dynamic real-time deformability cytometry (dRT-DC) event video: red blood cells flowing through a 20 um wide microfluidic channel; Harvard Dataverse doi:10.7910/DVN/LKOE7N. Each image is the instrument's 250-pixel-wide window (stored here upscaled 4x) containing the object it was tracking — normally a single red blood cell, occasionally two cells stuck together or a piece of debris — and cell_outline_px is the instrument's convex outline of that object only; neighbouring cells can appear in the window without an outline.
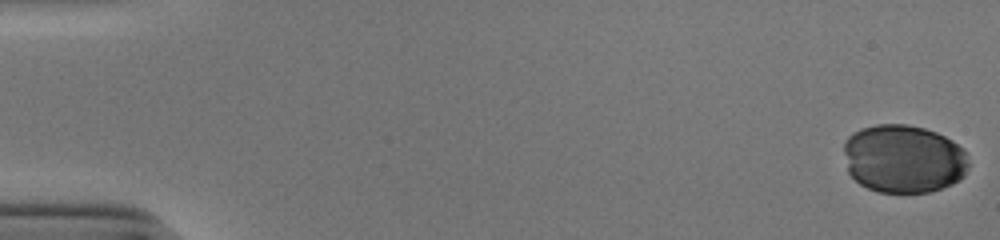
{"species": "human", "species_latin": "Homo sapiens", "temperature_condition": "cold", "stored_images_in_passage": 53, "camera_frame_rate_fps": 3000, "um_per_image_px": 0.085, "donor": {"sex": "male"}, "frame": {"image": 1, "passage_image": 1, "time_ms": 0.0, "image_size_px": [1000, 240], "cell_outline_px": [[968, 168], [964, 176], [960, 180], [952, 184], [928, 192], [876, 192], [860, 184], [848, 172], [844, 152], [844, 140], [852, 132], [860, 128], [876, 124], [908, 124], [924, 128], [936, 132], [952, 140], [964, 148], [968, 164]], "centroid_in_image_um": [76.8, 13.48], "position_along_channel_um": 8.2, "area_um2": 50.05}}
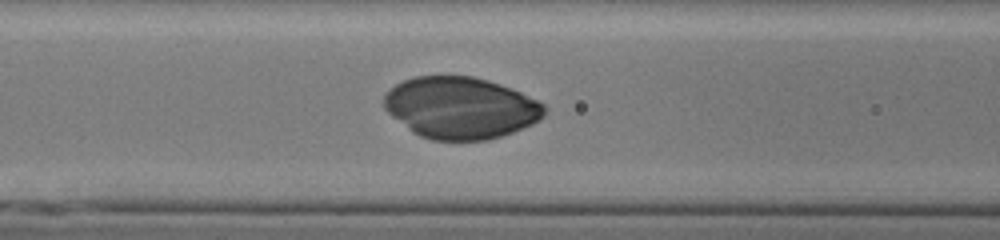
{"frame": {"image": 2, "passage_image": 23, "time_ms": 7.333, "image_size_px": [1000, 240], "cell_outline_px": [[544, 116], [540, 120], [532, 124], [512, 132], [488, 140], [432, 140], [420, 136], [412, 132], [392, 116], [384, 108], [384, 92], [396, 84], [404, 80], [416, 76], [472, 76], [488, 80], [512, 88], [544, 104]], "centroid_in_image_um": [39.12, 9.16], "position_along_channel_um": 127.5, "area_um2": 57.63}}
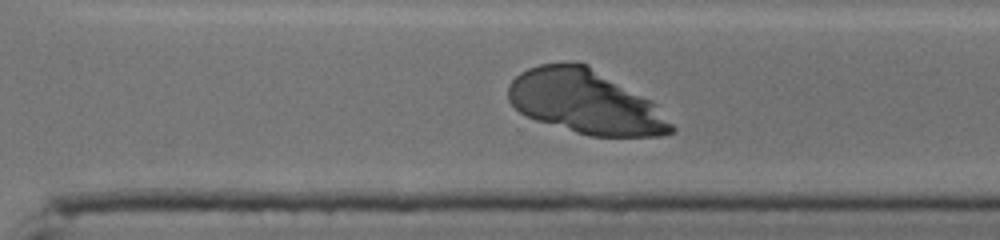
{"frame": {"image": 3, "passage_image": 38, "time_ms": 12.333, "image_size_px": [1000, 240], "cell_outline_px": [[676, 132], [660, 136], [592, 136], [576, 132], [536, 120], [520, 112], [508, 100], [508, 84], [520, 72], [528, 68], [540, 64], [588, 64], [652, 100], [676, 128]], "centroid_in_image_um": [49.8, 8.67], "position_along_channel_um": 320.8, "area_um2": 60.4}}